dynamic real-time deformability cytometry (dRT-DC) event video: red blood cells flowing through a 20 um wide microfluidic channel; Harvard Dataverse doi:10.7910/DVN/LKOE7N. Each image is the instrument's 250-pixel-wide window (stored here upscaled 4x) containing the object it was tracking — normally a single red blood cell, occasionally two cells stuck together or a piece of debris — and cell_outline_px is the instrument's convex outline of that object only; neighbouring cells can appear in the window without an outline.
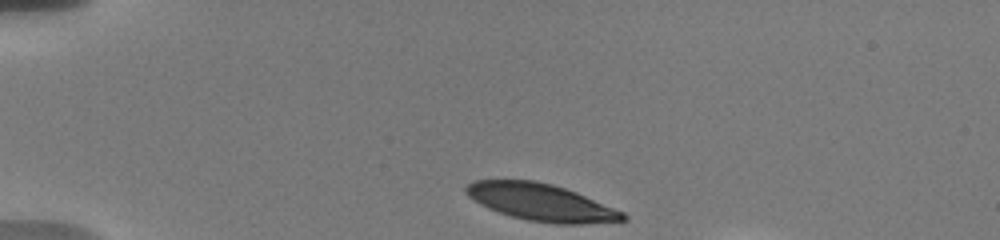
{"species": "human", "species_latin": "Homo sapiens", "temperature_condition": "warm", "stored_images_in_passage": 40, "camera_frame_rate_fps": 3000, "um_per_image_px": 0.085, "donor": {"sex": "male"}, "frame": {"image": 1, "passage_image": 1, "time_ms": 0.0, "image_size_px": [1000, 240], "cell_outline_px": [[628, 220], [584, 224], [556, 224], [528, 220], [512, 216], [488, 208], [480, 204], [468, 196], [464, 192], [464, 188], [472, 180], [536, 180], [552, 184], [576, 192], [624, 212], [628, 216]], "centroid_in_image_um": [45.99, 17.19], "position_along_channel_um": 39.0, "area_um2": 33.87}}
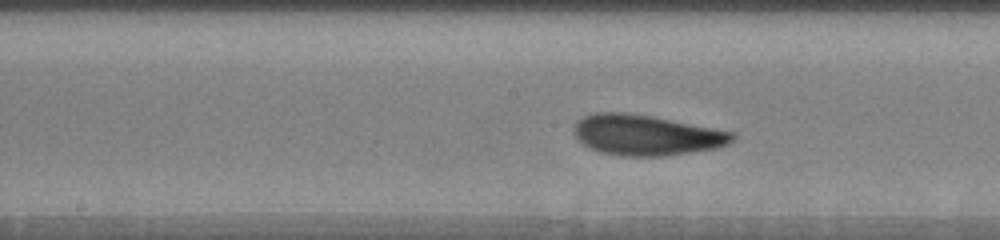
{"frame": {"image": 2, "passage_image": 18, "time_ms": 5.667, "image_size_px": [1000, 240], "cell_outline_px": [[736, 136], [728, 144], [716, 148], [664, 156], [624, 156], [600, 152], [588, 148], [576, 136], [576, 120], [592, 112], [624, 112], [652, 116], [736, 132]], "centroid_in_image_um": [54.95, 11.47], "position_along_channel_um": 193.3, "area_um2": 37.34}}
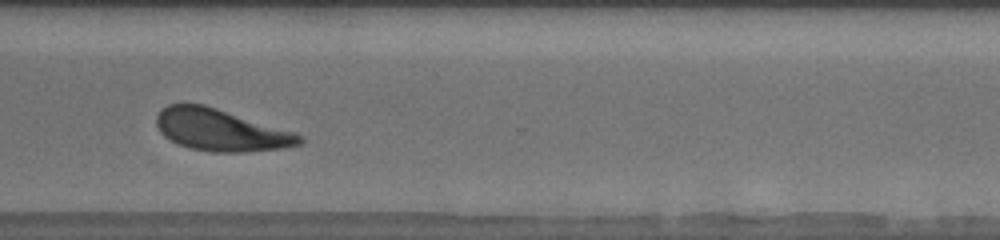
{"frame": {"image": 3, "passage_image": 31, "time_ms": 10.0, "image_size_px": [1000, 240], "cell_outline_px": [[304, 144], [284, 148], [244, 152], [212, 152], [192, 148], [180, 144], [164, 136], [160, 132], [156, 124], [156, 116], [168, 104], [204, 104], [296, 132], [304, 140]], "centroid_in_image_um": [18.81, 11.06], "position_along_channel_um": 351.8, "area_um2": 34.8}}